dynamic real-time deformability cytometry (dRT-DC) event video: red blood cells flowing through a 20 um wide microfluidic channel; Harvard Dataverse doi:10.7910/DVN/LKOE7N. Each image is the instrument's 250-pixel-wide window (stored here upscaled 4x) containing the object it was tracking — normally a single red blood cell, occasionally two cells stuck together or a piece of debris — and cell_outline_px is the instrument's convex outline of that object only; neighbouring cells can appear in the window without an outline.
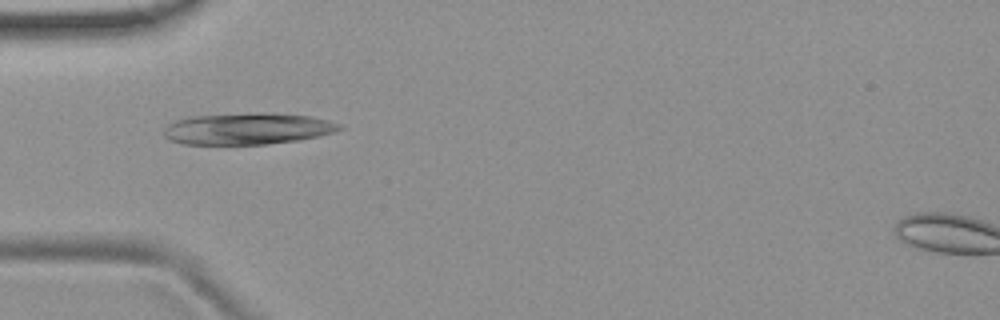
{"species": "common noctule bat (a hibernating species)", "species_latin": "Nyctalus noctula", "temperature_condition": "room temperature", "stored_images_in_passage": 41, "camera_frame_rate_fps": 3000, "um_per_image_px": 0.085, "animal": {"sex": "female", "body_mass_g": 19.9}, "frame": {"image": 1, "passage_image": 5, "time_ms": 1.333, "image_size_px": [1000, 320], "cell_outline_px": [[344, 128], [320, 136], [300, 140], [268, 144], [184, 144], [172, 140], [164, 136], [164, 128], [168, 124], [176, 120], [188, 116], [264, 112], [308, 116], [328, 120], [340, 124]], "centroid_in_image_um": [21.04, 10.94], "position_along_channel_um": 64.0, "area_um2": 32.31}}
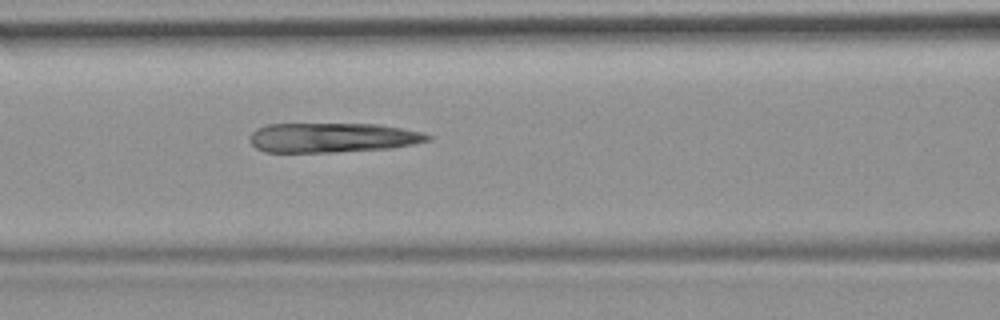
{"frame": {"image": 2, "passage_image": 11, "time_ms": 3.333, "image_size_px": [1000, 320], "cell_outline_px": [[432, 140], [412, 144], [388, 148], [332, 152], [264, 152], [256, 148], [252, 144], [252, 132], [256, 128], [268, 124], [376, 124], [400, 128], [420, 132], [432, 136]], "centroid_in_image_um": [28.24, 11.7], "position_along_channel_um": 138.4, "area_um2": 30.4}}
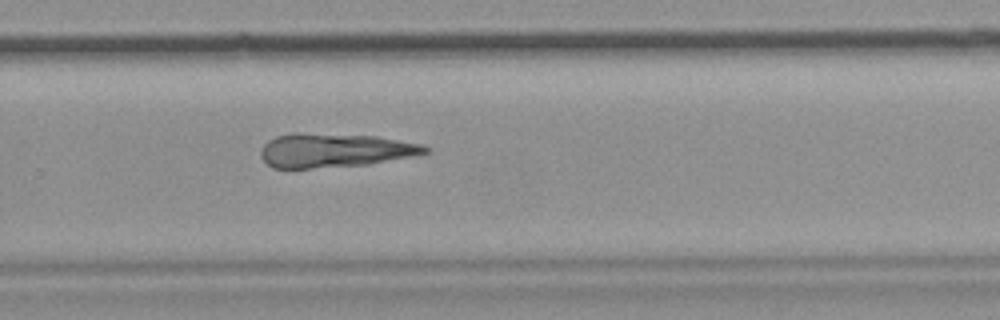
{"frame": {"image": 3, "passage_image": 24, "time_ms": 7.667, "image_size_px": [1000, 320], "cell_outline_px": [[432, 148], [428, 152], [412, 156], [368, 164], [312, 168], [272, 168], [260, 156], [260, 152], [264, 144], [268, 140], [276, 136], [292, 132], [300, 132], [376, 136], [420, 144]], "centroid_in_image_um": [28.4, 12.76], "position_along_channel_um": 301.4, "area_um2": 32.54}}